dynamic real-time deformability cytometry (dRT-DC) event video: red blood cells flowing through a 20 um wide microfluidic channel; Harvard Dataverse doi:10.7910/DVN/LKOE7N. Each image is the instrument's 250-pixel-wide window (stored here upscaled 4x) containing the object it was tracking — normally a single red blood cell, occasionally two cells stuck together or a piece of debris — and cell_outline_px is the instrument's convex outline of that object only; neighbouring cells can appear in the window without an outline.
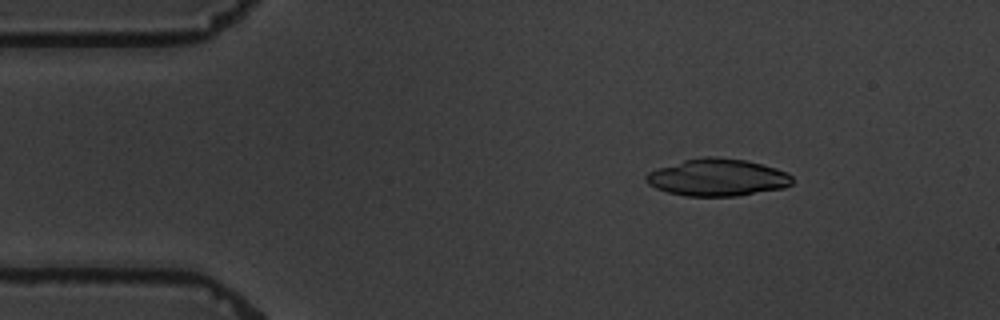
{"species": "common noctule bat (a hibernating species)", "species_latin": "Nyctalus noctula", "temperature_condition": "warm", "stored_images_in_passage": 4, "camera_frame_rate_fps": 3000, "um_per_image_px": 0.085, "animal": {"sex": "male", "body_mass_g": 19.5, "forearm_length_mm": 54.6}, "frame": {"image": 1, "passage_image": 1, "time_ms": 0.0, "image_size_px": [1000, 320], "cell_outline_px": [[792, 184], [784, 188], [736, 196], [684, 196], [668, 192], [656, 188], [648, 184], [644, 180], [644, 176], [648, 172], [684, 160], [700, 156], [716, 156], [744, 160], [776, 168], [788, 172], [792, 176]], "centroid_in_image_um": [60.98, 15.08], "position_along_channel_um": 24.0, "area_um2": 31.73}}